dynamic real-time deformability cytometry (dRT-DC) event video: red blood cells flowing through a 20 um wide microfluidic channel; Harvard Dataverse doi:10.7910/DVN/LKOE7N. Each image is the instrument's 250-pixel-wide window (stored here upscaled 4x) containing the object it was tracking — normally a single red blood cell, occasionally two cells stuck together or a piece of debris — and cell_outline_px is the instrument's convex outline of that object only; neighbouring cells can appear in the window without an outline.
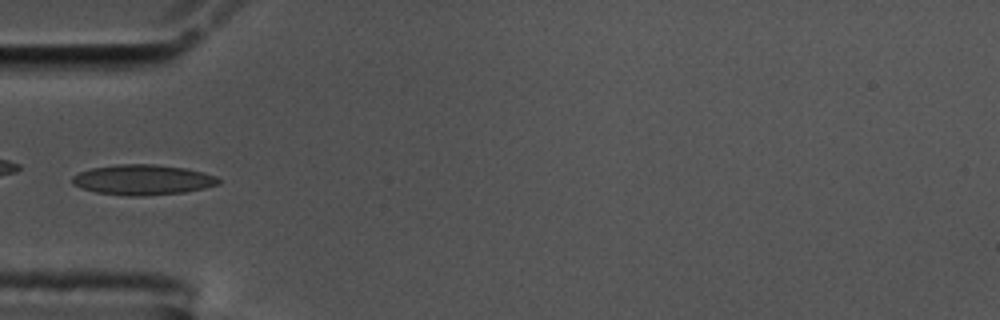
{"species": "common noctule bat (a hibernating species)", "species_latin": "Nyctalus noctula", "temperature_condition": "cold", "stored_images_in_passage": 37, "camera_frame_rate_fps": 3000, "um_per_image_px": 0.085, "animal": {"sex": "male", "body_mass_g": 17.5, "forearm_length_mm": 52.3}, "frame": {"image": 1, "passage_image": 1, "time_ms": 0.0, "image_size_px": [1000, 320], "cell_outline_px": [[220, 184], [204, 188], [184, 192], [144, 196], [128, 196], [96, 192], [80, 188], [72, 184], [72, 176], [80, 172], [92, 168], [116, 164], [152, 164], [184, 168], [204, 172], [216, 176], [220, 180]], "centroid_in_image_um": [12.13, 15.28], "position_along_channel_um": 72.9, "area_um2": 25.84}}
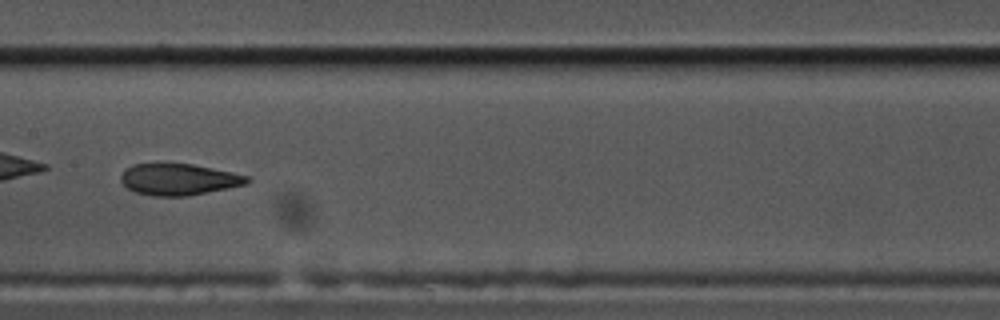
{"frame": {"image": 2, "passage_image": 11, "time_ms": 3.333, "image_size_px": [1000, 320], "cell_outline_px": [[252, 180], [248, 184], [188, 196], [152, 196], [136, 192], [128, 188], [120, 180], [120, 176], [124, 168], [132, 164], [192, 164], [232, 172], [248, 176]], "centroid_in_image_um": [15.2, 15.25], "position_along_channel_um": 192.2, "area_um2": 23.18}}